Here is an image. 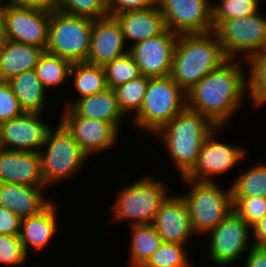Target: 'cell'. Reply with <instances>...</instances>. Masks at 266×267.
I'll return each instance as SVG.
<instances>
[{
	"mask_svg": "<svg viewBox=\"0 0 266 267\" xmlns=\"http://www.w3.org/2000/svg\"><path fill=\"white\" fill-rule=\"evenodd\" d=\"M71 65L70 61L44 51L39 57L35 71L41 84L47 89L61 84L63 86L65 80L70 77Z\"/></svg>",
	"mask_w": 266,
	"mask_h": 267,
	"instance_id": "cell-28",
	"label": "cell"
},
{
	"mask_svg": "<svg viewBox=\"0 0 266 267\" xmlns=\"http://www.w3.org/2000/svg\"><path fill=\"white\" fill-rule=\"evenodd\" d=\"M130 267H142L162 244V238L152 224L130 225Z\"/></svg>",
	"mask_w": 266,
	"mask_h": 267,
	"instance_id": "cell-26",
	"label": "cell"
},
{
	"mask_svg": "<svg viewBox=\"0 0 266 267\" xmlns=\"http://www.w3.org/2000/svg\"><path fill=\"white\" fill-rule=\"evenodd\" d=\"M187 244L162 242L142 267H193L187 254ZM186 249V250H185Z\"/></svg>",
	"mask_w": 266,
	"mask_h": 267,
	"instance_id": "cell-32",
	"label": "cell"
},
{
	"mask_svg": "<svg viewBox=\"0 0 266 267\" xmlns=\"http://www.w3.org/2000/svg\"><path fill=\"white\" fill-rule=\"evenodd\" d=\"M51 10L7 3L4 39L46 50Z\"/></svg>",
	"mask_w": 266,
	"mask_h": 267,
	"instance_id": "cell-12",
	"label": "cell"
},
{
	"mask_svg": "<svg viewBox=\"0 0 266 267\" xmlns=\"http://www.w3.org/2000/svg\"><path fill=\"white\" fill-rule=\"evenodd\" d=\"M217 127L205 140L200 149L198 161L194 168L185 176L197 182H215L217 176L227 174L241 161L246 152L242 146L228 144L216 138ZM218 140V141H217Z\"/></svg>",
	"mask_w": 266,
	"mask_h": 267,
	"instance_id": "cell-10",
	"label": "cell"
},
{
	"mask_svg": "<svg viewBox=\"0 0 266 267\" xmlns=\"http://www.w3.org/2000/svg\"><path fill=\"white\" fill-rule=\"evenodd\" d=\"M103 68L107 86L111 89L141 76L138 65L129 53L114 59Z\"/></svg>",
	"mask_w": 266,
	"mask_h": 267,
	"instance_id": "cell-34",
	"label": "cell"
},
{
	"mask_svg": "<svg viewBox=\"0 0 266 267\" xmlns=\"http://www.w3.org/2000/svg\"><path fill=\"white\" fill-rule=\"evenodd\" d=\"M121 26L129 47L138 42L162 34L167 28L164 17L157 5L143 9L119 12L113 15Z\"/></svg>",
	"mask_w": 266,
	"mask_h": 267,
	"instance_id": "cell-20",
	"label": "cell"
},
{
	"mask_svg": "<svg viewBox=\"0 0 266 267\" xmlns=\"http://www.w3.org/2000/svg\"><path fill=\"white\" fill-rule=\"evenodd\" d=\"M44 114L26 113L0 123L2 147L9 150L39 152L51 126L43 119Z\"/></svg>",
	"mask_w": 266,
	"mask_h": 267,
	"instance_id": "cell-16",
	"label": "cell"
},
{
	"mask_svg": "<svg viewBox=\"0 0 266 267\" xmlns=\"http://www.w3.org/2000/svg\"><path fill=\"white\" fill-rule=\"evenodd\" d=\"M244 259V267H266V247L252 245Z\"/></svg>",
	"mask_w": 266,
	"mask_h": 267,
	"instance_id": "cell-41",
	"label": "cell"
},
{
	"mask_svg": "<svg viewBox=\"0 0 266 267\" xmlns=\"http://www.w3.org/2000/svg\"><path fill=\"white\" fill-rule=\"evenodd\" d=\"M18 98L21 109L26 113L43 114L46 107L47 90L37 77L35 69L24 71L7 81Z\"/></svg>",
	"mask_w": 266,
	"mask_h": 267,
	"instance_id": "cell-25",
	"label": "cell"
},
{
	"mask_svg": "<svg viewBox=\"0 0 266 267\" xmlns=\"http://www.w3.org/2000/svg\"><path fill=\"white\" fill-rule=\"evenodd\" d=\"M67 102H64L66 104L63 108H70L77 116L113 123L119 130L120 123L125 118L119 108L115 92L111 88L73 102Z\"/></svg>",
	"mask_w": 266,
	"mask_h": 267,
	"instance_id": "cell-23",
	"label": "cell"
},
{
	"mask_svg": "<svg viewBox=\"0 0 266 267\" xmlns=\"http://www.w3.org/2000/svg\"><path fill=\"white\" fill-rule=\"evenodd\" d=\"M108 14L113 16L119 12L143 10L157 5V0H106Z\"/></svg>",
	"mask_w": 266,
	"mask_h": 267,
	"instance_id": "cell-39",
	"label": "cell"
},
{
	"mask_svg": "<svg viewBox=\"0 0 266 267\" xmlns=\"http://www.w3.org/2000/svg\"><path fill=\"white\" fill-rule=\"evenodd\" d=\"M226 60L214 31L180 34L174 50L170 76L187 93Z\"/></svg>",
	"mask_w": 266,
	"mask_h": 267,
	"instance_id": "cell-2",
	"label": "cell"
},
{
	"mask_svg": "<svg viewBox=\"0 0 266 267\" xmlns=\"http://www.w3.org/2000/svg\"><path fill=\"white\" fill-rule=\"evenodd\" d=\"M59 122L71 133L88 158L114 147L121 133L113 123L79 117L70 108L63 109Z\"/></svg>",
	"mask_w": 266,
	"mask_h": 267,
	"instance_id": "cell-14",
	"label": "cell"
},
{
	"mask_svg": "<svg viewBox=\"0 0 266 267\" xmlns=\"http://www.w3.org/2000/svg\"><path fill=\"white\" fill-rule=\"evenodd\" d=\"M39 155L47 187L75 176L89 159L61 122L57 129L50 128Z\"/></svg>",
	"mask_w": 266,
	"mask_h": 267,
	"instance_id": "cell-7",
	"label": "cell"
},
{
	"mask_svg": "<svg viewBox=\"0 0 266 267\" xmlns=\"http://www.w3.org/2000/svg\"><path fill=\"white\" fill-rule=\"evenodd\" d=\"M186 108V93L171 76L149 78L140 111L133 126L154 134Z\"/></svg>",
	"mask_w": 266,
	"mask_h": 267,
	"instance_id": "cell-6",
	"label": "cell"
},
{
	"mask_svg": "<svg viewBox=\"0 0 266 267\" xmlns=\"http://www.w3.org/2000/svg\"><path fill=\"white\" fill-rule=\"evenodd\" d=\"M213 31L226 59L237 60L243 55L240 59L248 61L266 46V16L259 11L246 17L222 20Z\"/></svg>",
	"mask_w": 266,
	"mask_h": 267,
	"instance_id": "cell-9",
	"label": "cell"
},
{
	"mask_svg": "<svg viewBox=\"0 0 266 267\" xmlns=\"http://www.w3.org/2000/svg\"><path fill=\"white\" fill-rule=\"evenodd\" d=\"M69 76L73 77V85L79 94L76 100L103 92L108 88L104 68L86 61L72 63Z\"/></svg>",
	"mask_w": 266,
	"mask_h": 267,
	"instance_id": "cell-27",
	"label": "cell"
},
{
	"mask_svg": "<svg viewBox=\"0 0 266 267\" xmlns=\"http://www.w3.org/2000/svg\"><path fill=\"white\" fill-rule=\"evenodd\" d=\"M246 64L249 67L248 96L255 107H261L266 104V46Z\"/></svg>",
	"mask_w": 266,
	"mask_h": 267,
	"instance_id": "cell-30",
	"label": "cell"
},
{
	"mask_svg": "<svg viewBox=\"0 0 266 267\" xmlns=\"http://www.w3.org/2000/svg\"><path fill=\"white\" fill-rule=\"evenodd\" d=\"M127 48V50H126ZM129 51L121 26L114 16L93 20L87 61L104 67Z\"/></svg>",
	"mask_w": 266,
	"mask_h": 267,
	"instance_id": "cell-17",
	"label": "cell"
},
{
	"mask_svg": "<svg viewBox=\"0 0 266 267\" xmlns=\"http://www.w3.org/2000/svg\"><path fill=\"white\" fill-rule=\"evenodd\" d=\"M233 211L250 227L266 214V198L261 196H232Z\"/></svg>",
	"mask_w": 266,
	"mask_h": 267,
	"instance_id": "cell-36",
	"label": "cell"
},
{
	"mask_svg": "<svg viewBox=\"0 0 266 267\" xmlns=\"http://www.w3.org/2000/svg\"><path fill=\"white\" fill-rule=\"evenodd\" d=\"M254 241L250 244L258 247H266V214L264 217L251 227Z\"/></svg>",
	"mask_w": 266,
	"mask_h": 267,
	"instance_id": "cell-42",
	"label": "cell"
},
{
	"mask_svg": "<svg viewBox=\"0 0 266 267\" xmlns=\"http://www.w3.org/2000/svg\"><path fill=\"white\" fill-rule=\"evenodd\" d=\"M57 207L52 201L39 214L21 219L19 238L25 252L29 255V248L42 251L58 231Z\"/></svg>",
	"mask_w": 266,
	"mask_h": 267,
	"instance_id": "cell-22",
	"label": "cell"
},
{
	"mask_svg": "<svg viewBox=\"0 0 266 267\" xmlns=\"http://www.w3.org/2000/svg\"><path fill=\"white\" fill-rule=\"evenodd\" d=\"M181 179L189 186V192L181 196L187 204L192 229L196 236H203L233 211L231 188L223 189L216 182H197L185 176Z\"/></svg>",
	"mask_w": 266,
	"mask_h": 267,
	"instance_id": "cell-5",
	"label": "cell"
},
{
	"mask_svg": "<svg viewBox=\"0 0 266 267\" xmlns=\"http://www.w3.org/2000/svg\"><path fill=\"white\" fill-rule=\"evenodd\" d=\"M54 9L73 16L97 20L108 16L106 0H56Z\"/></svg>",
	"mask_w": 266,
	"mask_h": 267,
	"instance_id": "cell-35",
	"label": "cell"
},
{
	"mask_svg": "<svg viewBox=\"0 0 266 267\" xmlns=\"http://www.w3.org/2000/svg\"><path fill=\"white\" fill-rule=\"evenodd\" d=\"M23 113L11 85L7 81H0V123L19 117Z\"/></svg>",
	"mask_w": 266,
	"mask_h": 267,
	"instance_id": "cell-38",
	"label": "cell"
},
{
	"mask_svg": "<svg viewBox=\"0 0 266 267\" xmlns=\"http://www.w3.org/2000/svg\"><path fill=\"white\" fill-rule=\"evenodd\" d=\"M261 0H219L212 3V22L215 28L222 20L250 16L259 11Z\"/></svg>",
	"mask_w": 266,
	"mask_h": 267,
	"instance_id": "cell-33",
	"label": "cell"
},
{
	"mask_svg": "<svg viewBox=\"0 0 266 267\" xmlns=\"http://www.w3.org/2000/svg\"><path fill=\"white\" fill-rule=\"evenodd\" d=\"M250 234H252L251 227L232 211L214 229L204 235L207 237L210 235L209 258L222 267L240 260L239 258L243 257L242 254L252 247V244L249 245L250 236L252 238Z\"/></svg>",
	"mask_w": 266,
	"mask_h": 267,
	"instance_id": "cell-11",
	"label": "cell"
},
{
	"mask_svg": "<svg viewBox=\"0 0 266 267\" xmlns=\"http://www.w3.org/2000/svg\"><path fill=\"white\" fill-rule=\"evenodd\" d=\"M116 192L111 212L114 222L127 220L129 225L152 224L169 188L147 174ZM116 220V221H115Z\"/></svg>",
	"mask_w": 266,
	"mask_h": 267,
	"instance_id": "cell-4",
	"label": "cell"
},
{
	"mask_svg": "<svg viewBox=\"0 0 266 267\" xmlns=\"http://www.w3.org/2000/svg\"><path fill=\"white\" fill-rule=\"evenodd\" d=\"M149 77L141 75L125 84L115 87L113 90L119 104V108L128 117L130 113L136 116L141 109Z\"/></svg>",
	"mask_w": 266,
	"mask_h": 267,
	"instance_id": "cell-31",
	"label": "cell"
},
{
	"mask_svg": "<svg viewBox=\"0 0 266 267\" xmlns=\"http://www.w3.org/2000/svg\"><path fill=\"white\" fill-rule=\"evenodd\" d=\"M5 15H6V1L0 0V41L4 39V34H5Z\"/></svg>",
	"mask_w": 266,
	"mask_h": 267,
	"instance_id": "cell-44",
	"label": "cell"
},
{
	"mask_svg": "<svg viewBox=\"0 0 266 267\" xmlns=\"http://www.w3.org/2000/svg\"><path fill=\"white\" fill-rule=\"evenodd\" d=\"M236 178V179H235ZM230 184L232 196H261L266 198V163L253 164Z\"/></svg>",
	"mask_w": 266,
	"mask_h": 267,
	"instance_id": "cell-29",
	"label": "cell"
},
{
	"mask_svg": "<svg viewBox=\"0 0 266 267\" xmlns=\"http://www.w3.org/2000/svg\"><path fill=\"white\" fill-rule=\"evenodd\" d=\"M211 0H157L166 28L180 34L213 31Z\"/></svg>",
	"mask_w": 266,
	"mask_h": 267,
	"instance_id": "cell-13",
	"label": "cell"
},
{
	"mask_svg": "<svg viewBox=\"0 0 266 267\" xmlns=\"http://www.w3.org/2000/svg\"><path fill=\"white\" fill-rule=\"evenodd\" d=\"M3 147H2V144H1V140H0V152L2 151Z\"/></svg>",
	"mask_w": 266,
	"mask_h": 267,
	"instance_id": "cell-45",
	"label": "cell"
},
{
	"mask_svg": "<svg viewBox=\"0 0 266 267\" xmlns=\"http://www.w3.org/2000/svg\"><path fill=\"white\" fill-rule=\"evenodd\" d=\"M152 225L164 242L186 244L194 234L187 204L180 194L166 197Z\"/></svg>",
	"mask_w": 266,
	"mask_h": 267,
	"instance_id": "cell-18",
	"label": "cell"
},
{
	"mask_svg": "<svg viewBox=\"0 0 266 267\" xmlns=\"http://www.w3.org/2000/svg\"><path fill=\"white\" fill-rule=\"evenodd\" d=\"M178 34L166 29L162 34L129 47L128 53L141 75L156 78L170 76Z\"/></svg>",
	"mask_w": 266,
	"mask_h": 267,
	"instance_id": "cell-15",
	"label": "cell"
},
{
	"mask_svg": "<svg viewBox=\"0 0 266 267\" xmlns=\"http://www.w3.org/2000/svg\"><path fill=\"white\" fill-rule=\"evenodd\" d=\"M43 52L42 48L3 39L0 42V81L35 69Z\"/></svg>",
	"mask_w": 266,
	"mask_h": 267,
	"instance_id": "cell-24",
	"label": "cell"
},
{
	"mask_svg": "<svg viewBox=\"0 0 266 267\" xmlns=\"http://www.w3.org/2000/svg\"><path fill=\"white\" fill-rule=\"evenodd\" d=\"M92 27L90 18L52 9L45 51L71 63L87 61Z\"/></svg>",
	"mask_w": 266,
	"mask_h": 267,
	"instance_id": "cell-8",
	"label": "cell"
},
{
	"mask_svg": "<svg viewBox=\"0 0 266 267\" xmlns=\"http://www.w3.org/2000/svg\"><path fill=\"white\" fill-rule=\"evenodd\" d=\"M28 256L19 236L0 234V264L21 266Z\"/></svg>",
	"mask_w": 266,
	"mask_h": 267,
	"instance_id": "cell-37",
	"label": "cell"
},
{
	"mask_svg": "<svg viewBox=\"0 0 266 267\" xmlns=\"http://www.w3.org/2000/svg\"><path fill=\"white\" fill-rule=\"evenodd\" d=\"M217 127L204 115L187 107L154 135L160 136L181 177L196 165L202 144Z\"/></svg>",
	"mask_w": 266,
	"mask_h": 267,
	"instance_id": "cell-3",
	"label": "cell"
},
{
	"mask_svg": "<svg viewBox=\"0 0 266 267\" xmlns=\"http://www.w3.org/2000/svg\"><path fill=\"white\" fill-rule=\"evenodd\" d=\"M47 187H34L15 183H0V206L12 211L21 219L39 214L51 202L44 194ZM48 198V199H47Z\"/></svg>",
	"mask_w": 266,
	"mask_h": 267,
	"instance_id": "cell-21",
	"label": "cell"
},
{
	"mask_svg": "<svg viewBox=\"0 0 266 267\" xmlns=\"http://www.w3.org/2000/svg\"><path fill=\"white\" fill-rule=\"evenodd\" d=\"M0 183L47 187L42 177L39 152L2 149Z\"/></svg>",
	"mask_w": 266,
	"mask_h": 267,
	"instance_id": "cell-19",
	"label": "cell"
},
{
	"mask_svg": "<svg viewBox=\"0 0 266 267\" xmlns=\"http://www.w3.org/2000/svg\"><path fill=\"white\" fill-rule=\"evenodd\" d=\"M21 218L12 211L0 206V234L19 236Z\"/></svg>",
	"mask_w": 266,
	"mask_h": 267,
	"instance_id": "cell-40",
	"label": "cell"
},
{
	"mask_svg": "<svg viewBox=\"0 0 266 267\" xmlns=\"http://www.w3.org/2000/svg\"><path fill=\"white\" fill-rule=\"evenodd\" d=\"M56 0H8L7 3L17 6L37 7L41 9H54Z\"/></svg>",
	"mask_w": 266,
	"mask_h": 267,
	"instance_id": "cell-43",
	"label": "cell"
},
{
	"mask_svg": "<svg viewBox=\"0 0 266 267\" xmlns=\"http://www.w3.org/2000/svg\"><path fill=\"white\" fill-rule=\"evenodd\" d=\"M239 61L227 59L186 93V107L222 129L248 94V74ZM246 73V74H245Z\"/></svg>",
	"mask_w": 266,
	"mask_h": 267,
	"instance_id": "cell-1",
	"label": "cell"
}]
</instances>
